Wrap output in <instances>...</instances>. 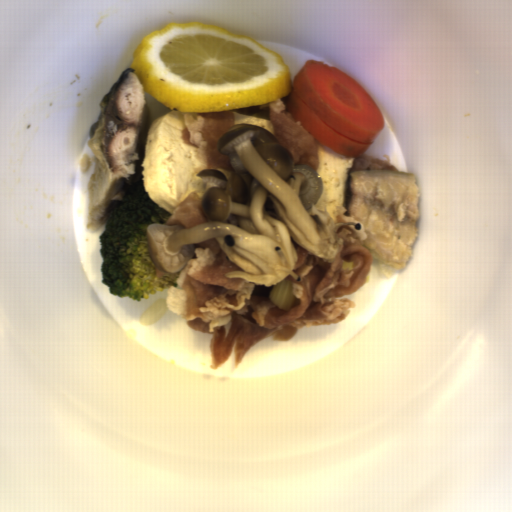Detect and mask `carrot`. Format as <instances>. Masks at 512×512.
Wrapping results in <instances>:
<instances>
[{"label":"carrot","instance_id":"1","mask_svg":"<svg viewBox=\"0 0 512 512\" xmlns=\"http://www.w3.org/2000/svg\"><path fill=\"white\" fill-rule=\"evenodd\" d=\"M292 83L284 102L289 113L337 154L361 158L384 129L378 105L344 70L309 59Z\"/></svg>","mask_w":512,"mask_h":512}]
</instances>
